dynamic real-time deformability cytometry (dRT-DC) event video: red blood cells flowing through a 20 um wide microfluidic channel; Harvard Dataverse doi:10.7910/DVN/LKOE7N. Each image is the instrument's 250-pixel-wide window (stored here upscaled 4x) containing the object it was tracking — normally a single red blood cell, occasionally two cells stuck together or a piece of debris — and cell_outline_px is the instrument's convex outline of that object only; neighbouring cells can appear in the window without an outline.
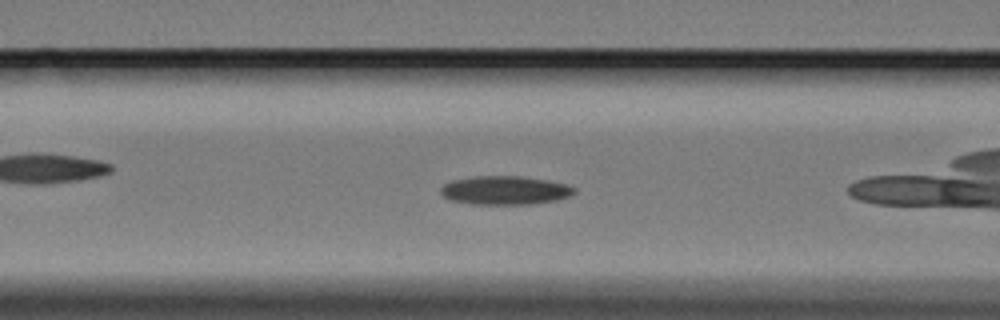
{"species": "Egyptian fruit bat (a non-hibernating species)", "species_latin": "Rousettus aegyptiacus", "temperature_condition": "cold", "stored_images_in_passage": 33, "camera_frame_rate_fps": 3000, "um_per_image_px": 0.085, "animal": {"sex": "female"}, "frame": {"image": 1, "passage_image": 6, "time_ms": 1.667, "image_size_px": [1000, 320], "cell_outline_px": [[576, 192], [568, 196], [556, 200], [532, 204], [472, 204], [452, 200], [444, 196], [440, 192], [440, 188], [444, 184], [452, 180], [472, 176], [520, 176], [548, 180], [564, 184], [576, 188]], "centroid_in_image_um": [42.91, 16.17], "position_along_channel_um": 123.7, "area_um2": 22.25}}
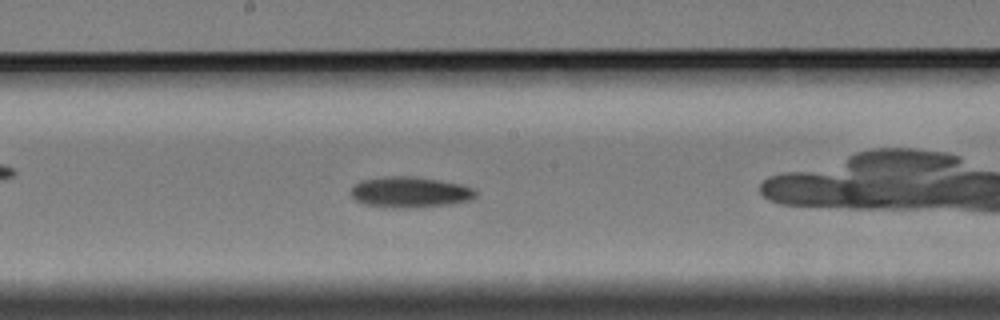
{"frame": {"image": 2, "passage_image": 14, "time_ms": 4.333, "image_size_px": [1000, 320], "cell_outline_px": [[476, 196], [468, 200], [452, 204], [408, 208], [392, 208], [364, 204], [356, 200], [352, 196], [352, 188], [360, 180], [384, 176], [416, 176], [464, 184], [476, 188]], "centroid_in_image_um": [34.88, 16.32], "position_along_channel_um": 213.3, "area_um2": 22.66}}
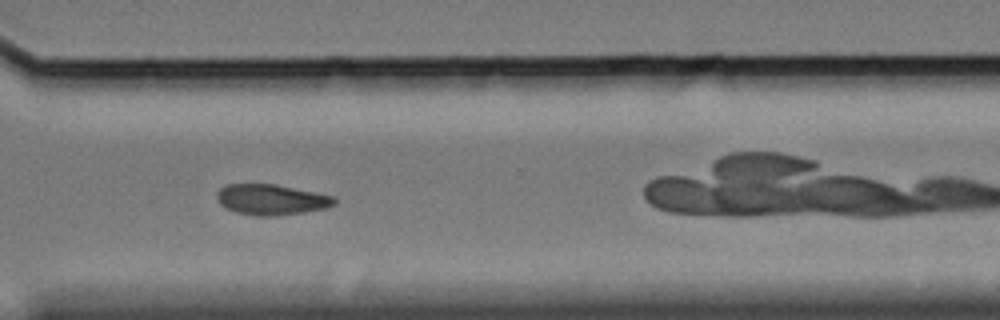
{"frame": {"image": 3, "passage_image": 26, "time_ms": 8.333, "image_size_px": [1000, 320], "cell_outline_px": [[336, 204], [328, 208], [304, 212], [276, 216], [256, 216], [236, 212], [224, 208], [220, 204], [216, 196], [216, 192], [220, 188], [228, 184], [276, 184], [336, 196]], "centroid_in_image_um": [23.08, 16.97], "position_along_channel_um": 347.5, "area_um2": 21.27}}